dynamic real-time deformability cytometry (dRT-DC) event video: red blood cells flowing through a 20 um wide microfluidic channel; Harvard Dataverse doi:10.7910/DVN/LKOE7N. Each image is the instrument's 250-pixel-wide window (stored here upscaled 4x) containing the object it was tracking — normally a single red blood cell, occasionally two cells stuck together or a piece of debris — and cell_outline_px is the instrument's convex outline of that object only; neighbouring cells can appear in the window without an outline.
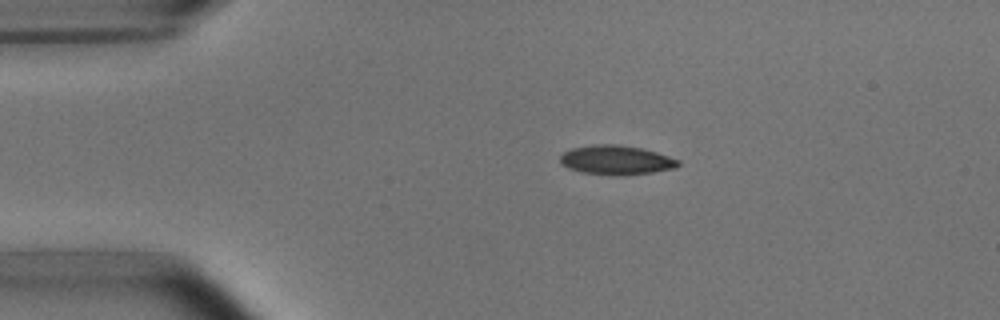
{"species": "common noctule bat (a hibernating species)", "species_latin": "Nyctalus noctula", "temperature_condition": "room temperature", "stored_images_in_passage": 5, "camera_frame_rate_fps": 3000, "um_per_image_px": 0.085, "animal": {"sex": "male", "body_mass_g": 15.6}, "frame": {"image": 1, "passage_image": 1, "time_ms": 0.0, "image_size_px": [1000, 320], "cell_outline_px": [[680, 164], [676, 168], [652, 172], [624, 176], [584, 172], [568, 168], [560, 164], [560, 156], [564, 152], [572, 148], [596, 144], [616, 144], [640, 148], [656, 152], [680, 160]], "centroid_in_image_um": [52.38, 13.6], "position_along_channel_um": 32.6, "area_um2": 20.06}}
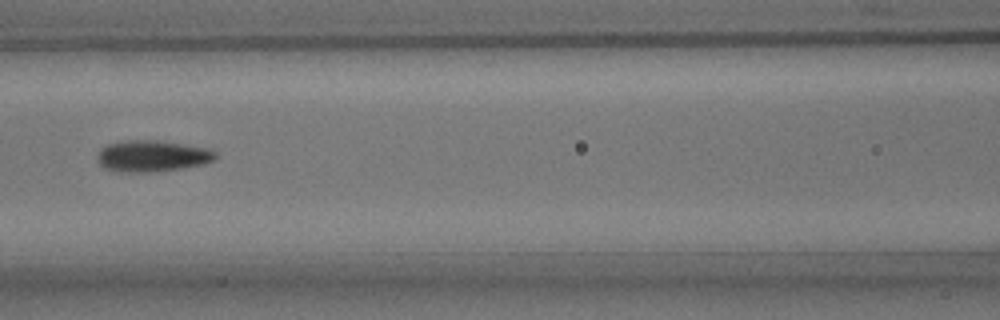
{"frame": {"image": 2, "passage_image": 5, "time_ms": 4.333, "image_size_px": [1000, 320], "cell_outline_px": [[216, 156], [212, 160], [204, 164], [180, 168], [152, 172], [116, 172], [104, 168], [96, 160], [96, 156], [100, 148], [108, 144], [128, 140], [160, 140], [208, 148], [216, 152]], "centroid_in_image_um": [12.88, 13.26], "position_along_channel_um": 153.7, "area_um2": 21.73}}